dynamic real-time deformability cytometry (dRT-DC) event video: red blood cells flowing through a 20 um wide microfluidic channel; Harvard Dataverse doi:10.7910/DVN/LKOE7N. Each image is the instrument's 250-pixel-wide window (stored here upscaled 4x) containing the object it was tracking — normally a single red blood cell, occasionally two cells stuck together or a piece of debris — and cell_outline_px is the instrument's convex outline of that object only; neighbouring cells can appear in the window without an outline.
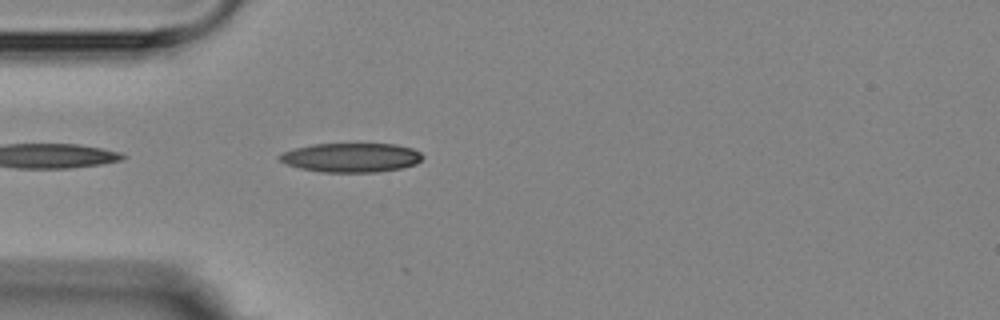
{"species": "Egyptian fruit bat (a non-hibernating species)", "species_latin": "Rousettus aegyptiacus", "temperature_condition": "room temperature", "stored_images_in_passage": 2, "camera_frame_rate_fps": 3000, "um_per_image_px": 0.085, "animal": {"sex": "female"}, "frame": {"image": 1, "passage_image": 2, "time_ms": 1.0, "image_size_px": [1000, 320], "cell_outline_px": [[424, 156], [416, 164], [400, 168], [376, 172], [320, 172], [300, 168], [288, 164], [280, 160], [276, 156], [284, 152], [296, 148], [312, 144], [396, 144], [412, 148], [420, 152]], "centroid_in_image_um": [29.86, 13.39], "position_along_channel_um": 55.1, "area_um2": 24.22}}